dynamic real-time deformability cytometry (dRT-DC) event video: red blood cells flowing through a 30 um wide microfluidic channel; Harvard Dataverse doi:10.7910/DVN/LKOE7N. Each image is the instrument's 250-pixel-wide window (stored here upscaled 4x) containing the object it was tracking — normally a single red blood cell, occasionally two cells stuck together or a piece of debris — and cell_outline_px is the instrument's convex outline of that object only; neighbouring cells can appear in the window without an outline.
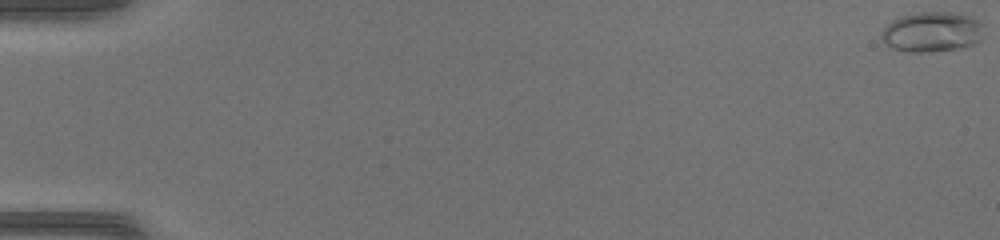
{"species": "common noctule bat (a hibernating species)", "species_latin": "Nyctalus noctula", "temperature_condition": "warm", "stored_images_in_passage": 51, "camera_frame_rate_fps": 3000, "um_per_image_px": 0.085, "animal": {"sex": "female", "body_mass_g": 17.0, "forearm_length_mm": 48.0}, "frame": {"image": 1, "passage_image": 1, "time_ms": 0.0, "image_size_px": [1000, 240], "cell_outline_px": [[984, 36], [980, 40], [972, 44], [956, 48], [928, 52], [904, 52], [892, 48], [884, 44], [880, 40], [880, 36], [884, 28], [892, 20], [900, 16], [920, 12], [960, 12], [972, 16], [980, 20], [984, 24]], "centroid_in_image_um": [79.24, 2.7], "position_along_channel_um": 5.8, "area_um2": 24.45}}
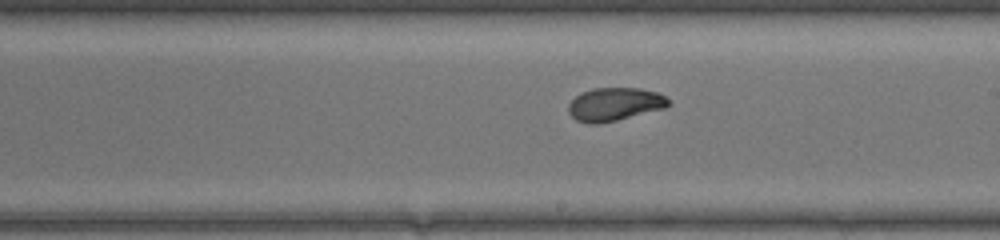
{"frame": {"image": 2, "passage_image": 31, "time_ms": 10.0, "image_size_px": [1000, 240], "cell_outline_px": [[672, 104], [664, 108], [616, 120], [596, 124], [588, 124], [576, 120], [568, 112], [568, 104], [576, 96], [592, 88], [640, 88], [656, 92], [672, 100]], "centroid_in_image_um": [52.25, 8.86], "position_along_channel_um": 236.7, "area_um2": 19.31}}
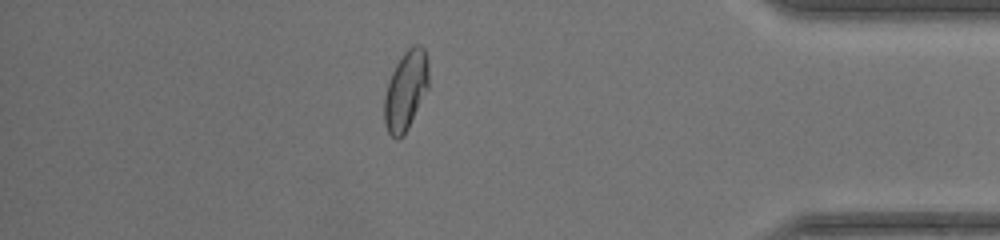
{"frame": {"image": 3, "passage_image": 45, "time_ms": 14.667, "image_size_px": [1000, 240], "cell_outline_px": [[428, 88], [404, 136], [396, 140], [388, 132], [384, 120], [384, 96], [388, 80], [396, 64], [404, 52], [412, 44], [420, 44], [424, 48], [428, 60]], "centroid_in_image_um": [34.49, 7.67], "position_along_channel_um": 400.7, "area_um2": 20.63}, "authors_computed_cell_mechanics": {"area_um2": 20.2878, "velocity_mm_per_s": 4.226, "shape_relaxation_time_tau1_ms": 4.8227, "shape_relaxation_time_tau2_ms": 1.2079, "deformation_change_tau1": 0.1943, "deformation_change_tau2": 0.0414}}